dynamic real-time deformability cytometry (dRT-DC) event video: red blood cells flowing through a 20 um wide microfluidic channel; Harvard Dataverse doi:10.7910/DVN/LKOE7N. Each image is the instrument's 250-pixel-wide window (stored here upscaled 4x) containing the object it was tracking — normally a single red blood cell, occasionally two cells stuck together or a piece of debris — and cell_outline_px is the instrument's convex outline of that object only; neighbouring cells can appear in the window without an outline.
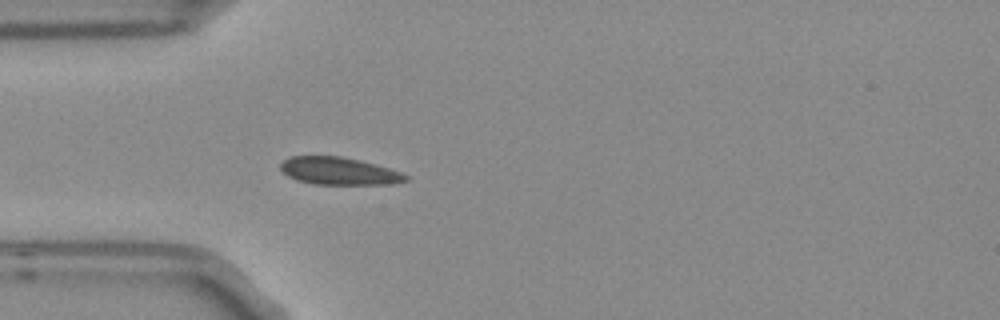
{"species": "Egyptian fruit bat (a non-hibernating species)", "species_latin": "Rousettus aegyptiacus", "temperature_condition": "room temperature", "stored_images_in_passage": 4, "camera_frame_rate_fps": 3000, "um_per_image_px": 0.085, "frame": {"image": 1, "passage_image": 4, "time_ms": 1.0, "image_size_px": [1000, 320], "cell_outline_px": [[408, 180], [392, 184], [312, 184], [296, 180], [288, 176], [280, 168], [280, 164], [284, 160], [292, 156], [340, 156], [360, 160], [376, 164], [400, 172], [408, 176]], "centroid_in_image_um": [28.8, 14.54], "position_along_channel_um": 56.2, "area_um2": 20.0}}